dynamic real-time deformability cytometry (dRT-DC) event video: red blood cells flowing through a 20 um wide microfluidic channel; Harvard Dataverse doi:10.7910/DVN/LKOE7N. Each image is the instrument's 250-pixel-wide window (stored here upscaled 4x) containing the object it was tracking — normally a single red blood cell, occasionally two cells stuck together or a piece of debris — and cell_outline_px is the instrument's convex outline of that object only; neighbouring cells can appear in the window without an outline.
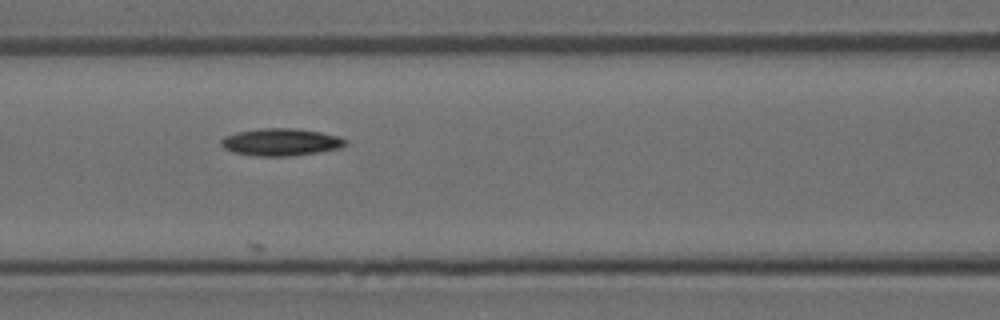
{"species": "Egyptian fruit bat (a non-hibernating species)", "species_latin": "Rousettus aegyptiacus", "temperature_condition": "room temperature", "stored_images_in_passage": 5, "camera_frame_rate_fps": 3000, "um_per_image_px": 0.085, "animal": {"sex": "female"}, "frame": {"image": 1, "passage_image": 4, "time_ms": 1.0, "image_size_px": [1000, 320], "cell_outline_px": [[348, 144], [344, 148], [288, 156], [256, 156], [232, 152], [224, 148], [220, 144], [220, 140], [224, 136], [236, 132], [260, 128], [296, 128], [320, 132], [340, 136], [348, 140]], "centroid_in_image_um": [23.9, 12.07], "position_along_channel_um": 142.7, "area_um2": 20.06}}